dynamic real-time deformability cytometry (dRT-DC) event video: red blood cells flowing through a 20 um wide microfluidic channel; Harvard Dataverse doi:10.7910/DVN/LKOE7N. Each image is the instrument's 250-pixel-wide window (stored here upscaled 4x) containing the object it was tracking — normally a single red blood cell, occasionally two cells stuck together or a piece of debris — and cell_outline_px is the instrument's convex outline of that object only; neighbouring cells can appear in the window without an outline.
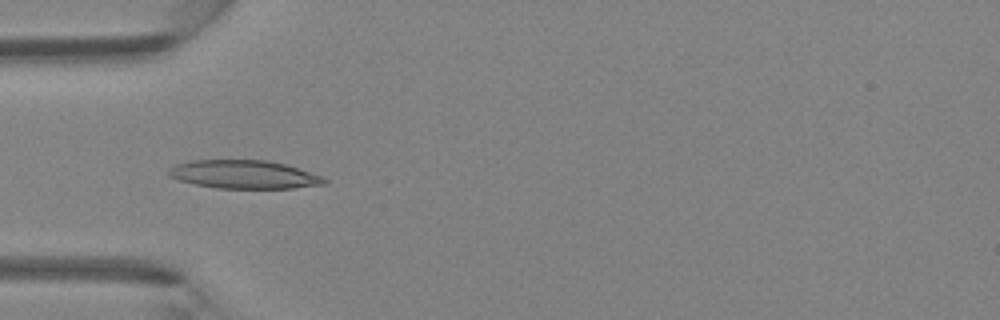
{"species": "Egyptian fruit bat (a non-hibernating species)", "species_latin": "Rousettus aegyptiacus", "temperature_condition": "room temperature", "stored_images_in_passage": 13, "camera_frame_rate_fps": 3000, "um_per_image_px": 0.085, "animal": {"sex": "female"}, "frame": {"image": 1, "passage_image": 3, "time_ms": 0.667, "image_size_px": [1000, 320], "cell_outline_px": [[328, 184], [292, 188], [216, 188], [196, 184], [180, 180], [168, 176], [168, 168], [176, 164], [192, 160], [268, 160], [284, 164], [324, 176], [328, 180]], "centroid_in_image_um": [20.77, 14.83], "position_along_channel_um": 64.2, "area_um2": 25.78}}
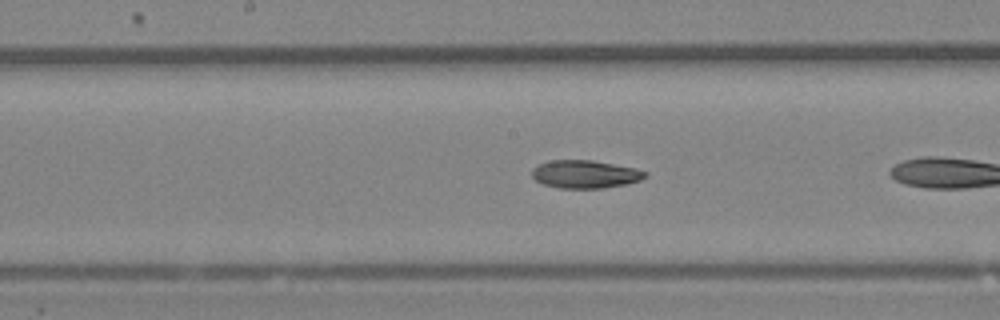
{"frame": {"image": 2, "passage_image": 10, "time_ms": 3.0, "image_size_px": [1000, 320], "cell_outline_px": [[648, 176], [640, 180], [624, 184], [604, 188], [560, 188], [544, 184], [536, 180], [532, 176], [532, 168], [548, 160], [592, 160], [636, 168], [648, 172]], "centroid_in_image_um": [49.75, 14.8], "position_along_channel_um": 198.5, "area_um2": 18.44}}